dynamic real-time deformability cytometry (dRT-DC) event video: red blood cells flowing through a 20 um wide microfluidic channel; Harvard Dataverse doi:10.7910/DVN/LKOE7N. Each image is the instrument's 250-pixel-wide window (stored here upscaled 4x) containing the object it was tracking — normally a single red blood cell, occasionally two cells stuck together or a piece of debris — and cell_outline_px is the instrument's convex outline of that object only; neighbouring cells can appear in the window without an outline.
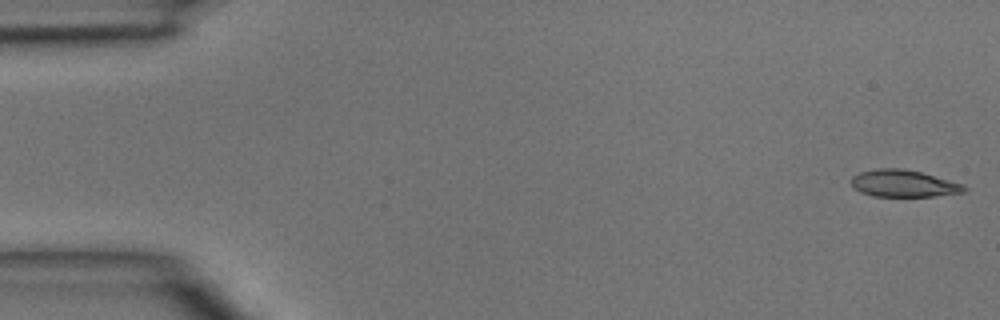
{"species": "common noctule bat (a hibernating species)", "species_latin": "Nyctalus noctula", "temperature_condition": "room temperature", "stored_images_in_passage": 45, "camera_frame_rate_fps": 3000, "um_per_image_px": 0.085, "animal": {"sex": "male", "body_mass_g": 15.6}, "frame": {"image": 1, "passage_image": 1, "time_ms": 0.0, "image_size_px": [1000, 320], "cell_outline_px": [[968, 192], [936, 196], [872, 196], [860, 192], [852, 184], [852, 176], [860, 172], [876, 168], [900, 168], [920, 172], [964, 184], [968, 188]], "centroid_in_image_um": [76.85, 15.6], "position_along_channel_um": 8.2, "area_um2": 17.8}}
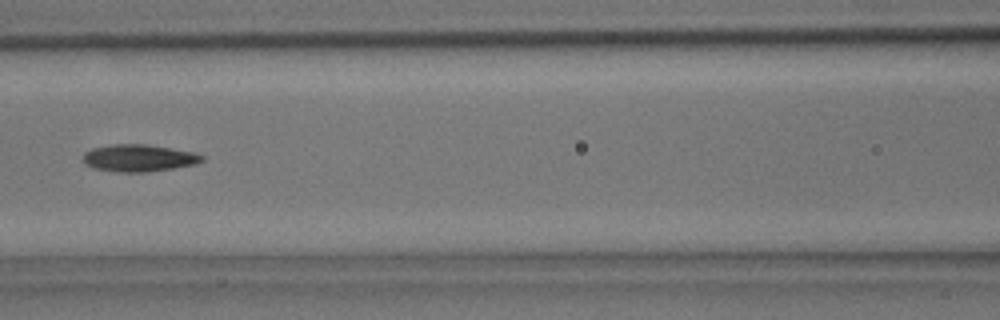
{"frame": {"image": 2, "passage_image": 20, "time_ms": 6.333, "image_size_px": [1000, 320], "cell_outline_px": [[204, 160], [196, 164], [148, 172], [116, 172], [92, 168], [84, 164], [84, 152], [92, 148], [112, 144], [148, 144], [192, 152], [204, 156]], "centroid_in_image_um": [11.77, 13.43], "position_along_channel_um": 154.8, "area_um2": 18.84}}
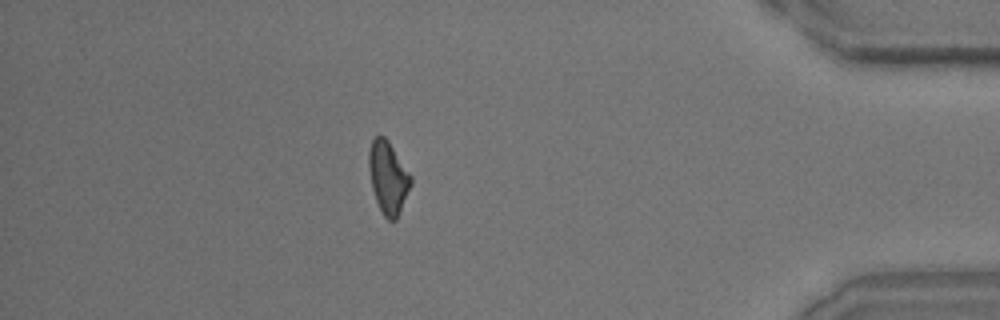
{"frame": {"image": 3, "passage_image": 40, "time_ms": 13.0, "image_size_px": [1000, 320], "cell_outline_px": [[412, 184], [396, 220], [388, 220], [384, 216], [376, 200], [372, 188], [368, 168], [368, 152], [372, 140], [376, 136], [384, 136], [388, 140], [412, 176]], "centroid_in_image_um": [32.99, 15.07], "position_along_channel_um": 402.2, "area_um2": 17.69}}